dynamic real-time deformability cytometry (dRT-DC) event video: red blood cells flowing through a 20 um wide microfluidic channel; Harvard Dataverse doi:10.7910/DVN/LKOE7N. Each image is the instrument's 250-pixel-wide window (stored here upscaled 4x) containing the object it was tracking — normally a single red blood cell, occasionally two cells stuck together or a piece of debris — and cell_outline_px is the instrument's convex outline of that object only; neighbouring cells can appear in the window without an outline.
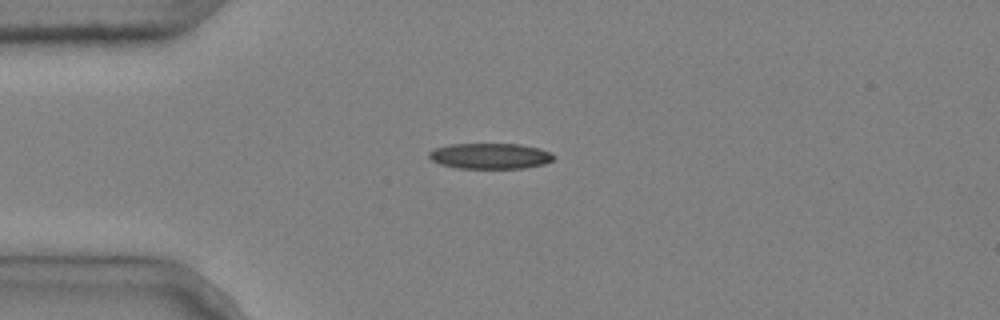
{"species": "common noctule bat (a hibernating species)", "species_latin": "Nyctalus noctula", "temperature_condition": "cold", "stored_images_in_passage": 5, "camera_frame_rate_fps": 3000, "um_per_image_px": 0.085, "animal": {"sex": "male", "body_mass_g": 20.4}, "frame": {"image": 1, "passage_image": 3, "time_ms": 0.667, "image_size_px": [1000, 320], "cell_outline_px": [[556, 156], [552, 160], [544, 164], [524, 168], [456, 168], [440, 164], [432, 160], [428, 156], [428, 152], [436, 148], [448, 144], [520, 144], [540, 148], [552, 152]], "centroid_in_image_um": [41.68, 13.26], "position_along_channel_um": 43.3, "area_um2": 18.79}}